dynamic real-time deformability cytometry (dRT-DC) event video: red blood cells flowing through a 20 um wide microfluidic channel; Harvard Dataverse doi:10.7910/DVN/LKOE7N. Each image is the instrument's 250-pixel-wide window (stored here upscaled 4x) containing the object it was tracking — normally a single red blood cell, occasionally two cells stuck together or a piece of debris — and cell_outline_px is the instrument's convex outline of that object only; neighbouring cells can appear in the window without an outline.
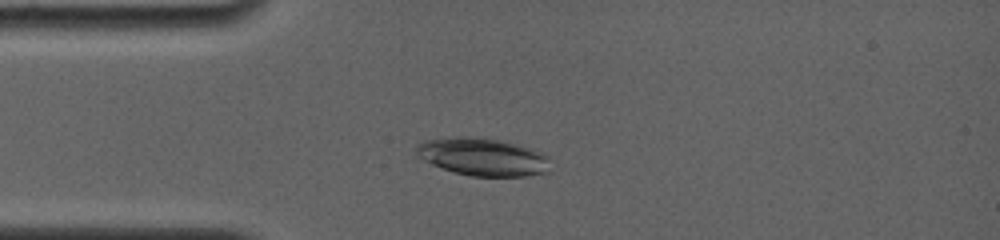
{"species": "common noctule bat (a hibernating species)", "species_latin": "Nyctalus noctula", "temperature_condition": "room temperature", "stored_images_in_passage": 6, "camera_frame_rate_fps": 4000, "um_per_image_px": 0.085, "animal": {"sex": "female", "body_mass_g": 19.0, "forearm_length_mm": 56.7}, "frame": {"image": 1, "passage_image": 4, "time_ms": 2.5, "image_size_px": [1000, 240], "cell_outline_px": [[552, 172], [528, 176], [472, 176], [452, 172], [432, 164], [424, 160], [412, 152], [416, 144], [424, 140], [452, 136], [480, 136], [520, 144], [544, 152], [548, 156]], "centroid_in_image_um": [41.05, 13.31], "position_along_channel_um": 43.9, "area_um2": 30.46}}
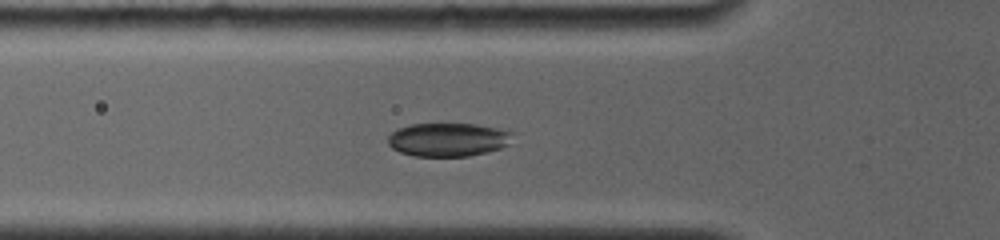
{"frame": {"image": 2, "passage_image": 6, "time_ms": 4.0, "image_size_px": [1000, 240], "cell_outline_px": [[512, 132], [508, 144], [500, 148], [488, 152], [468, 156], [416, 156], [400, 152], [392, 148], [388, 144], [388, 136], [396, 128], [412, 124], [476, 124]], "centroid_in_image_um": [38.03, 11.87], "position_along_channel_um": 87.8, "area_um2": 24.16}}